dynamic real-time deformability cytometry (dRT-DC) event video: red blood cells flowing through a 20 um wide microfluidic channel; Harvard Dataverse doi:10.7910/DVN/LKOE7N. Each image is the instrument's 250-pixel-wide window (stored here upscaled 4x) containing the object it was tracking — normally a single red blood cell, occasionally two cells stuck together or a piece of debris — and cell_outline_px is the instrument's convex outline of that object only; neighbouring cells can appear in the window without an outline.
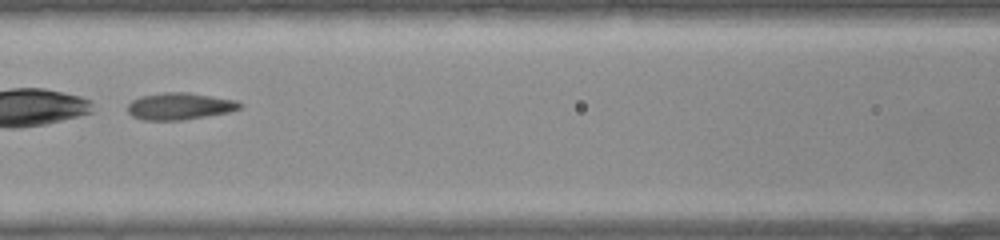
{"species": "common noctule bat (a hibernating species)", "species_latin": "Nyctalus noctula", "temperature_condition": "warm", "stored_images_in_passage": 41, "camera_frame_rate_fps": 3000, "um_per_image_px": 0.085, "animal": {"sex": "female", "body_mass_g": 22.0, "forearm_length_mm": 56.7}, "frame": {"image": 1, "passage_image": 19, "time_ms": 6.0, "image_size_px": [1000, 240], "cell_outline_px": [[240, 108], [228, 112], [184, 120], [144, 120], [132, 116], [128, 112], [128, 104], [132, 100], [140, 96], [164, 92], [188, 92], [236, 100], [240, 104]], "centroid_in_image_um": [15.23, 9.02], "position_along_channel_um": 151.4, "area_um2": 17.51}}
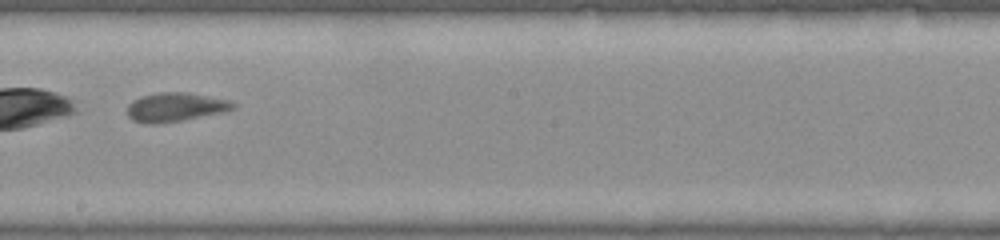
{"frame": {"image": 2, "passage_image": 24, "time_ms": 7.667, "image_size_px": [1000, 240], "cell_outline_px": [[236, 108], [220, 112], [184, 120], [156, 124], [152, 124], [132, 120], [128, 116], [128, 104], [132, 100], [140, 96], [160, 92], [188, 92], [228, 100], [236, 104]], "centroid_in_image_um": [14.88, 9.1], "position_along_channel_um": 233.3, "area_um2": 17.74}}
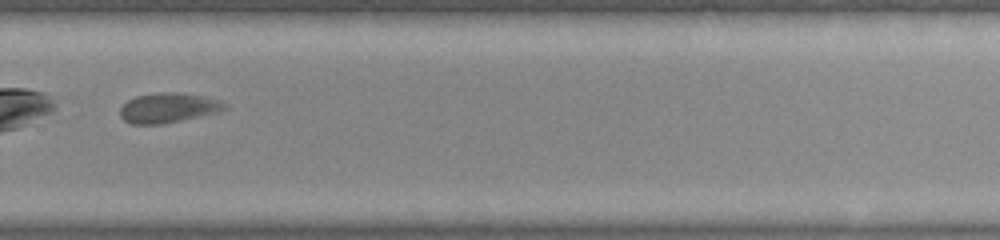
{"frame": {"image": 3, "passage_image": 29, "time_ms": 9.333, "image_size_px": [1000, 240], "cell_outline_px": [[228, 108], [220, 112], [160, 124], [132, 124], [124, 120], [120, 116], [120, 108], [128, 100], [136, 96], [160, 92], [176, 92], [204, 96], [220, 100]], "centroid_in_image_um": [14.3, 9.16], "position_along_channel_um": 315.5, "area_um2": 18.09}}